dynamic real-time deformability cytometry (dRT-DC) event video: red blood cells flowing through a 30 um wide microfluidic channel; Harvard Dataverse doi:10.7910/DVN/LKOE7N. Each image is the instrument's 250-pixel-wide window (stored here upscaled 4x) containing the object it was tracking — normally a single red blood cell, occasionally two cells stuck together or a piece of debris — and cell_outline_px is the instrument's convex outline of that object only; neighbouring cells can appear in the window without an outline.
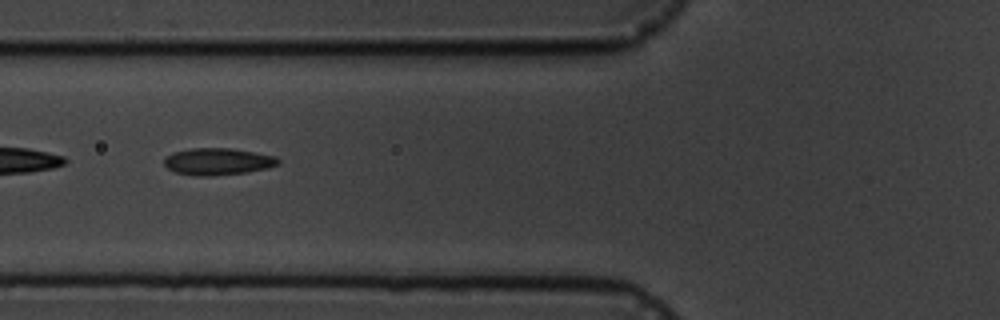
{"species": "common noctule bat (a hibernating species)", "species_latin": "Nyctalus noctula", "temperature_condition": "cold", "stored_images_in_passage": 12, "camera_frame_rate_fps": 3000, "um_per_image_px": 0.085, "animal": {"sex": "male", "body_mass_g": 19.5, "forearm_length_mm": 54.6}, "frame": {"image": 1, "passage_image": 6, "time_ms": 6.0, "image_size_px": [1000, 320], "cell_outline_px": [[280, 164], [268, 168], [248, 172], [212, 176], [196, 176], [176, 172], [168, 168], [164, 164], [164, 156], [172, 152], [192, 148], [232, 148], [276, 156], [280, 160]], "centroid_in_image_um": [18.52, 13.73], "position_along_channel_um": 107.3, "area_um2": 18.09}}
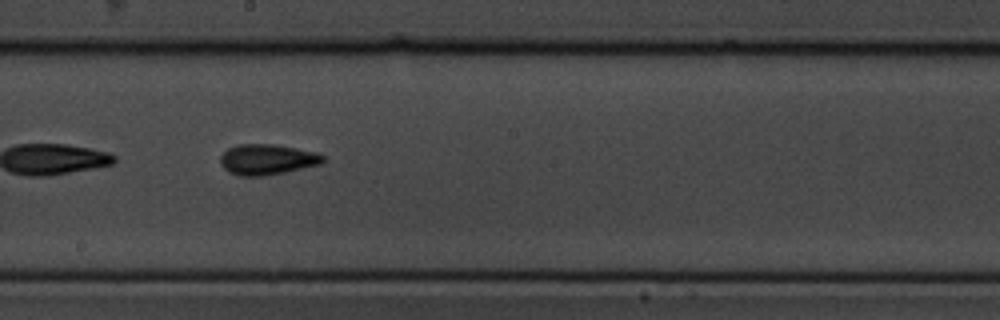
{"frame": {"image": 2, "passage_image": 9, "time_ms": 9.333, "image_size_px": [1000, 320], "cell_outline_px": [[324, 160], [320, 164], [284, 172], [264, 176], [240, 176], [228, 172], [220, 164], [220, 156], [228, 148], [240, 144], [272, 144], [296, 148], [316, 152], [324, 156]], "centroid_in_image_um": [22.67, 13.56], "position_along_channel_um": 225.5, "area_um2": 18.21}}
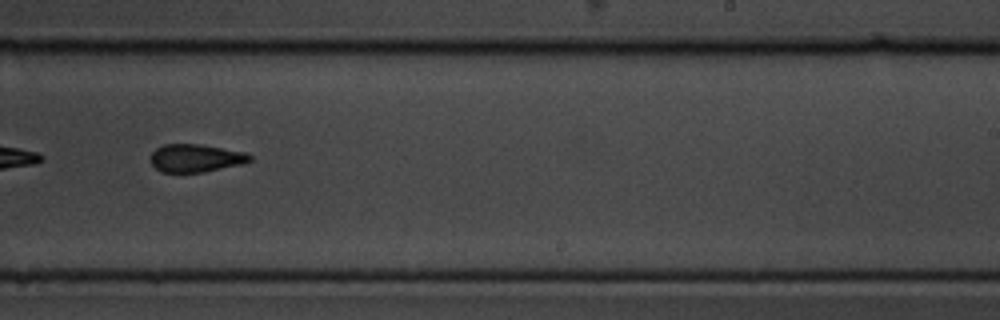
{"frame": {"image": 3, "passage_image": 10, "time_ms": 10.667, "image_size_px": [1000, 320], "cell_outline_px": [[252, 160], [244, 164], [204, 172], [160, 172], [152, 164], [152, 152], [156, 148], [164, 144], [200, 144], [244, 152], [252, 156]], "centroid_in_image_um": [16.66, 13.44], "position_along_channel_um": 272.3, "area_um2": 16.13}}